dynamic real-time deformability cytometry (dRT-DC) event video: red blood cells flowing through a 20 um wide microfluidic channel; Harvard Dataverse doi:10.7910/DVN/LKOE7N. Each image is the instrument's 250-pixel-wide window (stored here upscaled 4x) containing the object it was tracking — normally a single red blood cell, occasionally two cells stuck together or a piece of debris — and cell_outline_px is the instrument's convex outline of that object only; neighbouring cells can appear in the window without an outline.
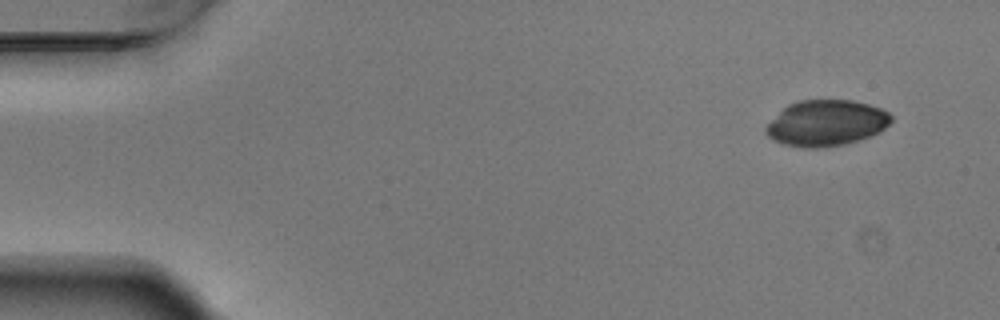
{"species": "Egyptian fruit bat (a non-hibernating species)", "species_latin": "Rousettus aegyptiacus", "temperature_condition": "warm", "stored_images_in_passage": 4, "camera_frame_rate_fps": 3000, "um_per_image_px": 0.085, "animal": {"sex": "male"}, "frame": {"image": 1, "passage_image": 1, "time_ms": 0.0, "image_size_px": [1000, 320], "cell_outline_px": [[892, 120], [880, 132], [860, 140], [844, 144], [816, 148], [804, 148], [784, 144], [772, 140], [764, 132], [764, 128], [788, 104], [800, 100], [852, 100], [868, 104], [880, 108], [888, 112], [892, 116]], "centroid_in_image_um": [70.23, 10.46], "position_along_channel_um": 14.8, "area_um2": 33.47}}